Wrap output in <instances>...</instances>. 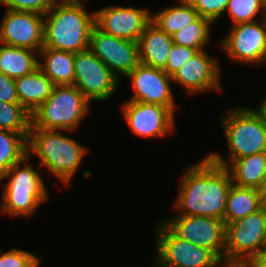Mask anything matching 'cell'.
Returning <instances> with one entry per match:
<instances>
[{
  "instance_id": "1",
  "label": "cell",
  "mask_w": 266,
  "mask_h": 267,
  "mask_svg": "<svg viewBox=\"0 0 266 267\" xmlns=\"http://www.w3.org/2000/svg\"><path fill=\"white\" fill-rule=\"evenodd\" d=\"M226 167L212 162L207 156L193 165L181 177L174 202L176 215L203 216L224 220L229 189L232 185Z\"/></svg>"
},
{
  "instance_id": "2",
  "label": "cell",
  "mask_w": 266,
  "mask_h": 267,
  "mask_svg": "<svg viewBox=\"0 0 266 267\" xmlns=\"http://www.w3.org/2000/svg\"><path fill=\"white\" fill-rule=\"evenodd\" d=\"M84 2L72 0L52 5L44 14L43 47L73 53L89 48L95 12L88 13Z\"/></svg>"
},
{
  "instance_id": "3",
  "label": "cell",
  "mask_w": 266,
  "mask_h": 267,
  "mask_svg": "<svg viewBox=\"0 0 266 267\" xmlns=\"http://www.w3.org/2000/svg\"><path fill=\"white\" fill-rule=\"evenodd\" d=\"M86 153V147L60 130L30 128L27 155L36 154L40 160L37 168L45 166L66 186L71 183Z\"/></svg>"
},
{
  "instance_id": "4",
  "label": "cell",
  "mask_w": 266,
  "mask_h": 267,
  "mask_svg": "<svg viewBox=\"0 0 266 267\" xmlns=\"http://www.w3.org/2000/svg\"><path fill=\"white\" fill-rule=\"evenodd\" d=\"M235 108L220 119L229 149V160L215 152L207 156L223 167H227L235 159L266 152V122L262 114L249 107Z\"/></svg>"
},
{
  "instance_id": "5",
  "label": "cell",
  "mask_w": 266,
  "mask_h": 267,
  "mask_svg": "<svg viewBox=\"0 0 266 267\" xmlns=\"http://www.w3.org/2000/svg\"><path fill=\"white\" fill-rule=\"evenodd\" d=\"M28 159L30 157L26 155L0 176V181L9 179L2 187V214L31 217L49 198L41 174L28 164Z\"/></svg>"
},
{
  "instance_id": "6",
  "label": "cell",
  "mask_w": 266,
  "mask_h": 267,
  "mask_svg": "<svg viewBox=\"0 0 266 267\" xmlns=\"http://www.w3.org/2000/svg\"><path fill=\"white\" fill-rule=\"evenodd\" d=\"M89 104L74 85L54 86L51 95L31 114L30 128L71 132L89 115Z\"/></svg>"
},
{
  "instance_id": "7",
  "label": "cell",
  "mask_w": 266,
  "mask_h": 267,
  "mask_svg": "<svg viewBox=\"0 0 266 267\" xmlns=\"http://www.w3.org/2000/svg\"><path fill=\"white\" fill-rule=\"evenodd\" d=\"M266 246V207L226 224L225 262L247 263Z\"/></svg>"
},
{
  "instance_id": "8",
  "label": "cell",
  "mask_w": 266,
  "mask_h": 267,
  "mask_svg": "<svg viewBox=\"0 0 266 267\" xmlns=\"http://www.w3.org/2000/svg\"><path fill=\"white\" fill-rule=\"evenodd\" d=\"M156 226L158 267H217L221 261L209 250L175 235L162 221Z\"/></svg>"
},
{
  "instance_id": "9",
  "label": "cell",
  "mask_w": 266,
  "mask_h": 267,
  "mask_svg": "<svg viewBox=\"0 0 266 267\" xmlns=\"http://www.w3.org/2000/svg\"><path fill=\"white\" fill-rule=\"evenodd\" d=\"M175 235L209 249L225 262L226 224L224 220L203 216L174 215L161 220Z\"/></svg>"
},
{
  "instance_id": "10",
  "label": "cell",
  "mask_w": 266,
  "mask_h": 267,
  "mask_svg": "<svg viewBox=\"0 0 266 267\" xmlns=\"http://www.w3.org/2000/svg\"><path fill=\"white\" fill-rule=\"evenodd\" d=\"M74 70L73 85L89 102L111 99L120 85V78L89 48L75 53Z\"/></svg>"
},
{
  "instance_id": "11",
  "label": "cell",
  "mask_w": 266,
  "mask_h": 267,
  "mask_svg": "<svg viewBox=\"0 0 266 267\" xmlns=\"http://www.w3.org/2000/svg\"><path fill=\"white\" fill-rule=\"evenodd\" d=\"M230 28L220 44L226 55L237 63L261 66L266 54V18Z\"/></svg>"
},
{
  "instance_id": "12",
  "label": "cell",
  "mask_w": 266,
  "mask_h": 267,
  "mask_svg": "<svg viewBox=\"0 0 266 267\" xmlns=\"http://www.w3.org/2000/svg\"><path fill=\"white\" fill-rule=\"evenodd\" d=\"M89 49L118 78L127 76L140 62L138 42L115 37L92 28Z\"/></svg>"
},
{
  "instance_id": "13",
  "label": "cell",
  "mask_w": 266,
  "mask_h": 267,
  "mask_svg": "<svg viewBox=\"0 0 266 267\" xmlns=\"http://www.w3.org/2000/svg\"><path fill=\"white\" fill-rule=\"evenodd\" d=\"M121 110L127 125L139 137L159 138L175 130V115L165 106L125 101Z\"/></svg>"
},
{
  "instance_id": "14",
  "label": "cell",
  "mask_w": 266,
  "mask_h": 267,
  "mask_svg": "<svg viewBox=\"0 0 266 267\" xmlns=\"http://www.w3.org/2000/svg\"><path fill=\"white\" fill-rule=\"evenodd\" d=\"M44 15L7 10L0 25V43L39 52L43 48Z\"/></svg>"
},
{
  "instance_id": "15",
  "label": "cell",
  "mask_w": 266,
  "mask_h": 267,
  "mask_svg": "<svg viewBox=\"0 0 266 267\" xmlns=\"http://www.w3.org/2000/svg\"><path fill=\"white\" fill-rule=\"evenodd\" d=\"M134 94L128 101L157 104L169 108L174 114L177 107L171 88V77L163 70L139 63L127 76Z\"/></svg>"
},
{
  "instance_id": "16",
  "label": "cell",
  "mask_w": 266,
  "mask_h": 267,
  "mask_svg": "<svg viewBox=\"0 0 266 267\" xmlns=\"http://www.w3.org/2000/svg\"><path fill=\"white\" fill-rule=\"evenodd\" d=\"M95 26L115 37L138 42L151 22V12L145 8L107 6L95 11Z\"/></svg>"
},
{
  "instance_id": "17",
  "label": "cell",
  "mask_w": 266,
  "mask_h": 267,
  "mask_svg": "<svg viewBox=\"0 0 266 267\" xmlns=\"http://www.w3.org/2000/svg\"><path fill=\"white\" fill-rule=\"evenodd\" d=\"M218 59L209 55L206 50L199 51L187 60L171 76L174 82L180 84L190 95L210 90L221 91L220 64Z\"/></svg>"
},
{
  "instance_id": "18",
  "label": "cell",
  "mask_w": 266,
  "mask_h": 267,
  "mask_svg": "<svg viewBox=\"0 0 266 267\" xmlns=\"http://www.w3.org/2000/svg\"><path fill=\"white\" fill-rule=\"evenodd\" d=\"M172 45L171 35L150 22L138 40L139 62L150 67L164 69Z\"/></svg>"
},
{
  "instance_id": "19",
  "label": "cell",
  "mask_w": 266,
  "mask_h": 267,
  "mask_svg": "<svg viewBox=\"0 0 266 267\" xmlns=\"http://www.w3.org/2000/svg\"><path fill=\"white\" fill-rule=\"evenodd\" d=\"M19 103L32 114L52 93L53 82L39 67L15 79Z\"/></svg>"
},
{
  "instance_id": "20",
  "label": "cell",
  "mask_w": 266,
  "mask_h": 267,
  "mask_svg": "<svg viewBox=\"0 0 266 267\" xmlns=\"http://www.w3.org/2000/svg\"><path fill=\"white\" fill-rule=\"evenodd\" d=\"M38 55L45 60L38 59V67L55 86L73 85L75 53L43 47Z\"/></svg>"
},
{
  "instance_id": "21",
  "label": "cell",
  "mask_w": 266,
  "mask_h": 267,
  "mask_svg": "<svg viewBox=\"0 0 266 267\" xmlns=\"http://www.w3.org/2000/svg\"><path fill=\"white\" fill-rule=\"evenodd\" d=\"M265 202L262 191L256 188L231 185L224 211L225 224L239 220L259 210Z\"/></svg>"
},
{
  "instance_id": "22",
  "label": "cell",
  "mask_w": 266,
  "mask_h": 267,
  "mask_svg": "<svg viewBox=\"0 0 266 267\" xmlns=\"http://www.w3.org/2000/svg\"><path fill=\"white\" fill-rule=\"evenodd\" d=\"M226 168L234 185L260 190L266 168V152L235 159Z\"/></svg>"
},
{
  "instance_id": "23",
  "label": "cell",
  "mask_w": 266,
  "mask_h": 267,
  "mask_svg": "<svg viewBox=\"0 0 266 267\" xmlns=\"http://www.w3.org/2000/svg\"><path fill=\"white\" fill-rule=\"evenodd\" d=\"M37 51L0 43V72L11 78L22 77L38 67Z\"/></svg>"
},
{
  "instance_id": "24",
  "label": "cell",
  "mask_w": 266,
  "mask_h": 267,
  "mask_svg": "<svg viewBox=\"0 0 266 267\" xmlns=\"http://www.w3.org/2000/svg\"><path fill=\"white\" fill-rule=\"evenodd\" d=\"M177 2L178 5L166 7L158 13L151 14V22L171 36L199 17L188 0H177Z\"/></svg>"
},
{
  "instance_id": "25",
  "label": "cell",
  "mask_w": 266,
  "mask_h": 267,
  "mask_svg": "<svg viewBox=\"0 0 266 267\" xmlns=\"http://www.w3.org/2000/svg\"><path fill=\"white\" fill-rule=\"evenodd\" d=\"M27 155V138L17 132L0 129V176Z\"/></svg>"
},
{
  "instance_id": "26",
  "label": "cell",
  "mask_w": 266,
  "mask_h": 267,
  "mask_svg": "<svg viewBox=\"0 0 266 267\" xmlns=\"http://www.w3.org/2000/svg\"><path fill=\"white\" fill-rule=\"evenodd\" d=\"M212 24L211 20L199 16L194 22L171 36L173 44L191 47L199 51L205 50L210 42Z\"/></svg>"
},
{
  "instance_id": "27",
  "label": "cell",
  "mask_w": 266,
  "mask_h": 267,
  "mask_svg": "<svg viewBox=\"0 0 266 267\" xmlns=\"http://www.w3.org/2000/svg\"><path fill=\"white\" fill-rule=\"evenodd\" d=\"M31 114L20 103L0 100V129L20 133L28 138Z\"/></svg>"
},
{
  "instance_id": "28",
  "label": "cell",
  "mask_w": 266,
  "mask_h": 267,
  "mask_svg": "<svg viewBox=\"0 0 266 267\" xmlns=\"http://www.w3.org/2000/svg\"><path fill=\"white\" fill-rule=\"evenodd\" d=\"M226 11L229 12L228 14L233 21L232 25L266 18L262 0H229ZM259 13H262L260 18Z\"/></svg>"
},
{
  "instance_id": "29",
  "label": "cell",
  "mask_w": 266,
  "mask_h": 267,
  "mask_svg": "<svg viewBox=\"0 0 266 267\" xmlns=\"http://www.w3.org/2000/svg\"><path fill=\"white\" fill-rule=\"evenodd\" d=\"M40 264V258L29 251L13 248L0 254V267H39Z\"/></svg>"
},
{
  "instance_id": "30",
  "label": "cell",
  "mask_w": 266,
  "mask_h": 267,
  "mask_svg": "<svg viewBox=\"0 0 266 267\" xmlns=\"http://www.w3.org/2000/svg\"><path fill=\"white\" fill-rule=\"evenodd\" d=\"M199 16L216 22L226 12L229 0H188Z\"/></svg>"
},
{
  "instance_id": "31",
  "label": "cell",
  "mask_w": 266,
  "mask_h": 267,
  "mask_svg": "<svg viewBox=\"0 0 266 267\" xmlns=\"http://www.w3.org/2000/svg\"><path fill=\"white\" fill-rule=\"evenodd\" d=\"M198 52V49L173 44L170 48L167 64L163 70L171 77L183 63Z\"/></svg>"
},
{
  "instance_id": "32",
  "label": "cell",
  "mask_w": 266,
  "mask_h": 267,
  "mask_svg": "<svg viewBox=\"0 0 266 267\" xmlns=\"http://www.w3.org/2000/svg\"><path fill=\"white\" fill-rule=\"evenodd\" d=\"M0 4L7 6V10L35 12L46 14L52 7L50 0H0Z\"/></svg>"
},
{
  "instance_id": "33",
  "label": "cell",
  "mask_w": 266,
  "mask_h": 267,
  "mask_svg": "<svg viewBox=\"0 0 266 267\" xmlns=\"http://www.w3.org/2000/svg\"><path fill=\"white\" fill-rule=\"evenodd\" d=\"M0 100L6 103H19L15 79L0 72Z\"/></svg>"
},
{
  "instance_id": "34",
  "label": "cell",
  "mask_w": 266,
  "mask_h": 267,
  "mask_svg": "<svg viewBox=\"0 0 266 267\" xmlns=\"http://www.w3.org/2000/svg\"><path fill=\"white\" fill-rule=\"evenodd\" d=\"M247 263L249 267H266V246L256 253Z\"/></svg>"
},
{
  "instance_id": "35",
  "label": "cell",
  "mask_w": 266,
  "mask_h": 267,
  "mask_svg": "<svg viewBox=\"0 0 266 267\" xmlns=\"http://www.w3.org/2000/svg\"><path fill=\"white\" fill-rule=\"evenodd\" d=\"M217 267H249V265H248V263L224 262V261H222Z\"/></svg>"
},
{
  "instance_id": "36",
  "label": "cell",
  "mask_w": 266,
  "mask_h": 267,
  "mask_svg": "<svg viewBox=\"0 0 266 267\" xmlns=\"http://www.w3.org/2000/svg\"><path fill=\"white\" fill-rule=\"evenodd\" d=\"M258 106L259 107L257 108V110L262 114L266 122V97L264 98L262 102H260Z\"/></svg>"
},
{
  "instance_id": "37",
  "label": "cell",
  "mask_w": 266,
  "mask_h": 267,
  "mask_svg": "<svg viewBox=\"0 0 266 267\" xmlns=\"http://www.w3.org/2000/svg\"><path fill=\"white\" fill-rule=\"evenodd\" d=\"M260 190L262 191V194H263L264 198L266 199V168L264 171V176H263V180H262V187Z\"/></svg>"
},
{
  "instance_id": "38",
  "label": "cell",
  "mask_w": 266,
  "mask_h": 267,
  "mask_svg": "<svg viewBox=\"0 0 266 267\" xmlns=\"http://www.w3.org/2000/svg\"><path fill=\"white\" fill-rule=\"evenodd\" d=\"M53 4H58V3H62V2H59L58 0H50Z\"/></svg>"
},
{
  "instance_id": "39",
  "label": "cell",
  "mask_w": 266,
  "mask_h": 267,
  "mask_svg": "<svg viewBox=\"0 0 266 267\" xmlns=\"http://www.w3.org/2000/svg\"><path fill=\"white\" fill-rule=\"evenodd\" d=\"M265 63V65H266V54H265V56L263 57V60H262V65Z\"/></svg>"
},
{
  "instance_id": "40",
  "label": "cell",
  "mask_w": 266,
  "mask_h": 267,
  "mask_svg": "<svg viewBox=\"0 0 266 267\" xmlns=\"http://www.w3.org/2000/svg\"><path fill=\"white\" fill-rule=\"evenodd\" d=\"M262 3H263V6H264V9L266 11V0H262Z\"/></svg>"
},
{
  "instance_id": "41",
  "label": "cell",
  "mask_w": 266,
  "mask_h": 267,
  "mask_svg": "<svg viewBox=\"0 0 266 267\" xmlns=\"http://www.w3.org/2000/svg\"><path fill=\"white\" fill-rule=\"evenodd\" d=\"M69 1H72V0H61L62 3H67Z\"/></svg>"
}]
</instances>
